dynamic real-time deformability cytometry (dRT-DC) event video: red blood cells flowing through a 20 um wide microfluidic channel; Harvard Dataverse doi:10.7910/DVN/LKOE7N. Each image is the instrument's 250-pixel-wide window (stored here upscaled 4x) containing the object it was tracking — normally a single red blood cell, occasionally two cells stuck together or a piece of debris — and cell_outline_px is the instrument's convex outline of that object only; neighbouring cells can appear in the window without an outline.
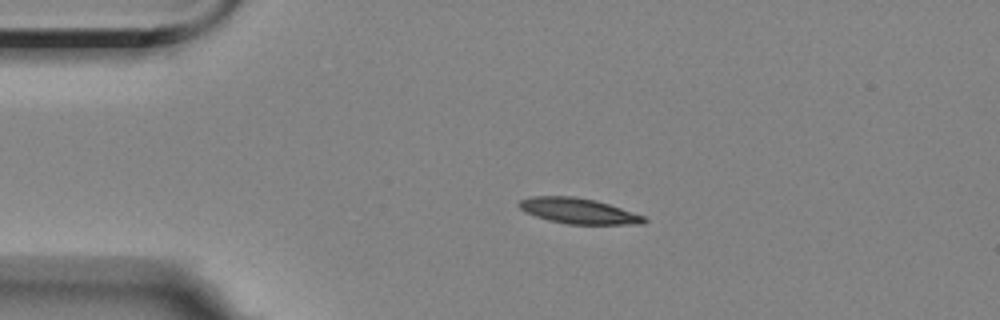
{"species": "Egyptian fruit bat (a non-hibernating species)", "species_latin": "Rousettus aegyptiacus", "temperature_condition": "room temperature", "stored_images_in_passage": 2, "camera_frame_rate_fps": 3000, "um_per_image_px": 0.085, "animal": {"sex": "female"}, "frame": {"image": 1, "passage_image": 1, "time_ms": 0.0, "image_size_px": [1000, 320], "cell_outline_px": [[648, 220], [644, 224], [568, 224], [548, 220], [524, 212], [516, 204], [520, 200], [532, 196], [572, 196], [596, 200], [644, 216]], "centroid_in_image_um": [49.13, 17.93], "position_along_channel_um": 35.9, "area_um2": 18.55}}